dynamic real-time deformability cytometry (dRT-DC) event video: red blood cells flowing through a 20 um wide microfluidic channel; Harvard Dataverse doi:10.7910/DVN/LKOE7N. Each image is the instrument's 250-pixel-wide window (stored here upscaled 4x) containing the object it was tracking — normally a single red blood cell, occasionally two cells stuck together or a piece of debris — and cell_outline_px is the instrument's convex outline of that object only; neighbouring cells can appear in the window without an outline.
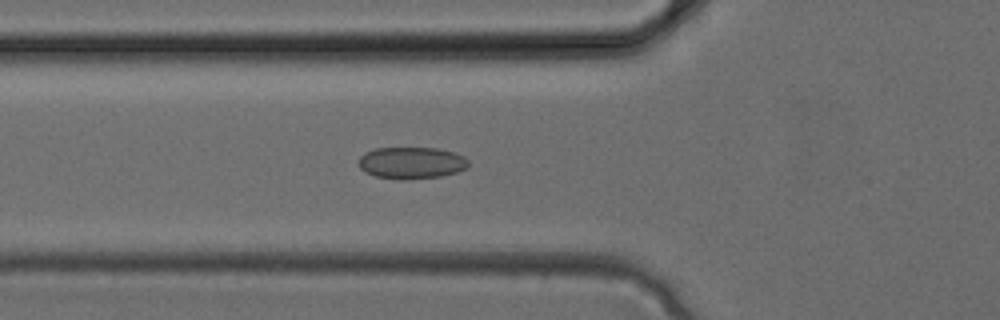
{"species": "common noctule bat (a hibernating species)", "species_latin": "Nyctalus noctula", "temperature_condition": "cold", "stored_images_in_passage": 34, "camera_frame_rate_fps": 3000, "um_per_image_px": 0.085, "animal": {"sex": "female", "body_mass_g": 24.6, "forearm_length_mm": 56.2}, "frame": {"image": 1, "passage_image": 11, "time_ms": 3.333, "image_size_px": [1000, 320], "cell_outline_px": [[468, 168], [456, 172], [440, 176], [408, 180], [400, 180], [376, 176], [364, 172], [360, 168], [360, 156], [364, 152], [376, 148], [436, 148], [456, 152], [464, 156], [468, 160]], "centroid_in_image_um": [34.99, 13.84], "position_along_channel_um": 90.8, "area_um2": 20.52}}
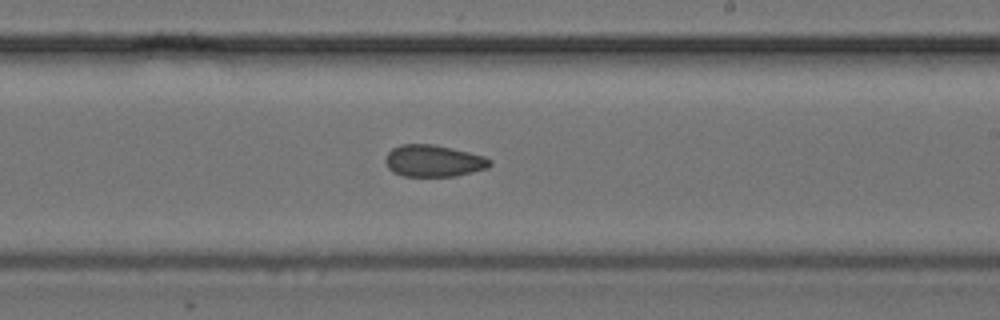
{"frame": {"image": 2, "passage_image": 19, "time_ms": 6.0, "image_size_px": [1000, 320], "cell_outline_px": [[492, 164], [488, 168], [456, 176], [404, 176], [392, 172], [388, 168], [384, 160], [388, 152], [392, 148], [400, 144], [436, 144], [484, 156], [492, 160]], "centroid_in_image_um": [36.84, 13.67], "position_along_channel_um": 252.2, "area_um2": 19.54}}
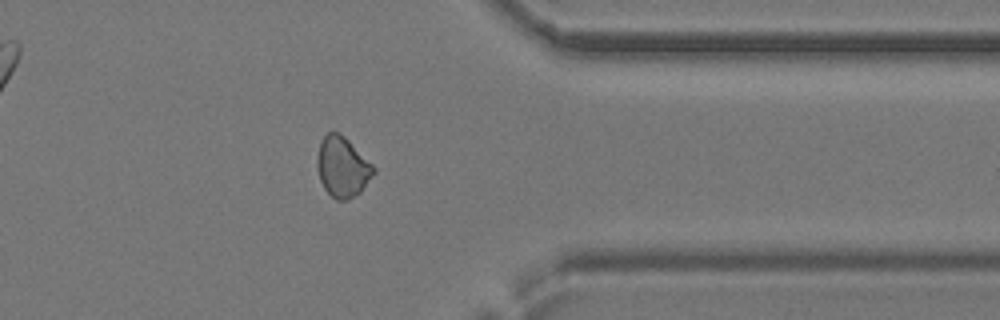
{"frame": {"image": 3, "passage_image": 26, "time_ms": 8.333, "image_size_px": [1000, 320], "cell_outline_px": [[376, 172], [360, 192], [348, 200], [336, 200], [324, 188], [320, 180], [316, 168], [316, 160], [320, 140], [328, 132], [340, 132], [376, 168]], "centroid_in_image_um": [29.09, 14.19], "position_along_channel_um": 382.3, "area_um2": 19.88}}